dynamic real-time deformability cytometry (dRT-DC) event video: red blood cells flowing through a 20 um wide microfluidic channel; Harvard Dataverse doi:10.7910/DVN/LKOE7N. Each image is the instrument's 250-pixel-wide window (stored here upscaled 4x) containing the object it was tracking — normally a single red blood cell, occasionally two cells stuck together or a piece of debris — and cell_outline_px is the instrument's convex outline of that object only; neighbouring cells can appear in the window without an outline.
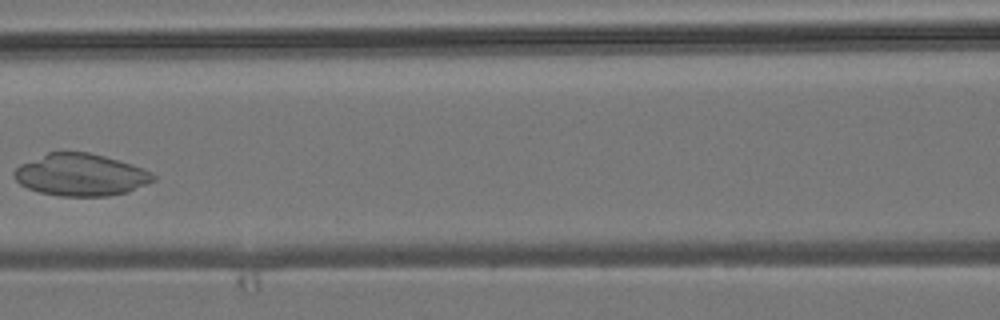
{"species": "common noctule bat (a hibernating species)", "species_latin": "Nyctalus noctula", "temperature_condition": "room temperature", "stored_images_in_passage": 7, "camera_frame_rate_fps": 3000, "um_per_image_px": 0.085, "animal": {"sex": "male", "body_mass_g": 19.2, "forearm_length_mm": 51.8}, "frame": {"image": 1, "passage_image": 6, "time_ms": 6.667, "image_size_px": [1000, 320], "cell_outline_px": [[156, 180], [128, 192], [108, 196], [60, 196], [40, 192], [28, 188], [20, 184], [12, 176], [12, 172], [20, 164], [48, 152], [88, 152], [104, 156], [132, 164], [152, 172], [156, 176]], "centroid_in_image_um": [6.86, 14.86], "position_along_channel_um": 159.7, "area_um2": 34.22}}
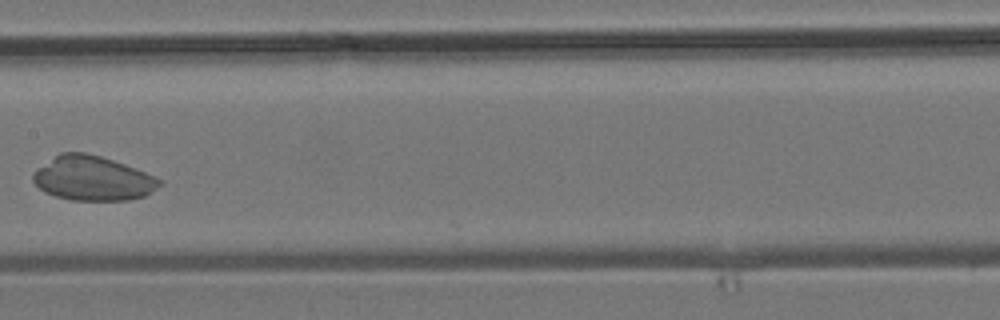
{"frame": {"image": 2, "passage_image": 7, "time_ms": 7.667, "image_size_px": [1000, 320], "cell_outline_px": [[164, 184], [144, 196], [128, 200], [72, 200], [56, 196], [44, 192], [32, 180], [32, 176], [40, 168], [60, 152], [84, 152], [100, 156], [124, 164], [156, 176]], "centroid_in_image_um": [7.91, 15.17], "position_along_channel_um": 199.5, "area_um2": 32.43}}